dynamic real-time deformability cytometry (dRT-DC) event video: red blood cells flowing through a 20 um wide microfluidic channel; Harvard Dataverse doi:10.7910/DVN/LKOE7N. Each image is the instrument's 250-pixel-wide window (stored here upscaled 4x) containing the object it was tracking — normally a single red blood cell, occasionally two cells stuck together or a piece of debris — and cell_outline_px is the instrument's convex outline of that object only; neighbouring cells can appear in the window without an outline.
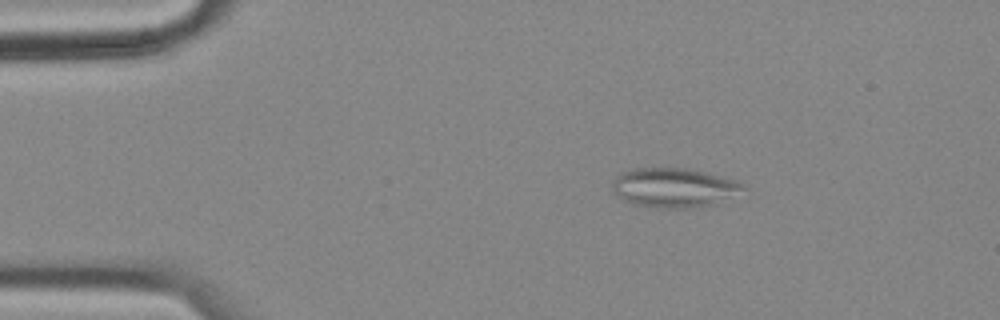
{"species": "common noctule bat (a hibernating species)", "species_latin": "Nyctalus noctula", "temperature_condition": "cold", "stored_images_in_passage": 55, "camera_frame_rate_fps": 3000, "um_per_image_px": 0.085, "animal": {"sex": "female", "body_mass_g": 18.4}, "frame": {"image": 1, "passage_image": 8, "time_ms": 2.333, "image_size_px": [1000, 320], "cell_outline_px": [[748, 188], [716, 204], [696, 208], [668, 208], [636, 204], [612, 192], [612, 180], [620, 172], [636, 168], [684, 168], [704, 172], [740, 180]], "centroid_in_image_um": [57.34, 15.94], "position_along_channel_um": 27.7, "area_um2": 30.06}}
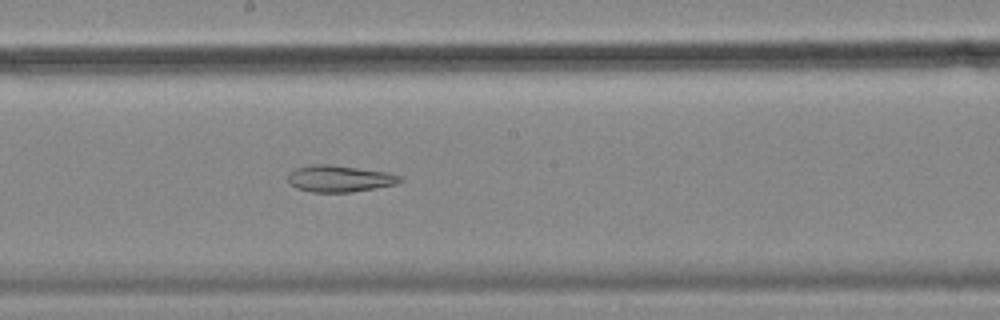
{"frame": {"image": 2, "passage_image": 29, "time_ms": 9.333, "image_size_px": [1000, 320], "cell_outline_px": [[404, 180], [396, 184], [376, 188], [352, 192], [312, 192], [296, 188], [288, 184], [288, 172], [296, 168], [312, 164], [328, 164], [388, 172], [404, 176]], "centroid_in_image_um": [28.87, 15.18], "position_along_channel_um": 219.3, "area_um2": 17.63}}
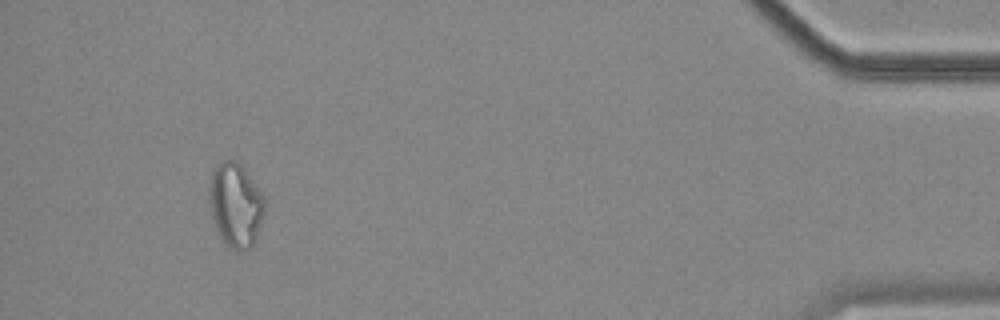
{"frame": {"image": 3, "passage_image": 51, "time_ms": 16.667, "image_size_px": [1000, 320], "cell_outline_px": [[264, 212], [256, 240], [248, 248], [236, 252], [224, 244], [216, 228], [212, 216], [208, 200], [208, 188], [212, 172], [216, 164], [224, 160], [236, 160], [244, 168], [264, 196]], "centroid_in_image_um": [20.0, 17.42], "position_along_channel_um": 415.2, "area_um2": 27.34}, "authors_computed_cell_mechanics": {"area_um2": 24.9118, "velocity_mm_per_s": 3.5732, "shape_relaxation_time_tau1_ms": null, "shape_relaxation_time_tau2_ms": 7.1527, "deformation_change_tau1": null, "deformation_change_tau2": 0.1711}}